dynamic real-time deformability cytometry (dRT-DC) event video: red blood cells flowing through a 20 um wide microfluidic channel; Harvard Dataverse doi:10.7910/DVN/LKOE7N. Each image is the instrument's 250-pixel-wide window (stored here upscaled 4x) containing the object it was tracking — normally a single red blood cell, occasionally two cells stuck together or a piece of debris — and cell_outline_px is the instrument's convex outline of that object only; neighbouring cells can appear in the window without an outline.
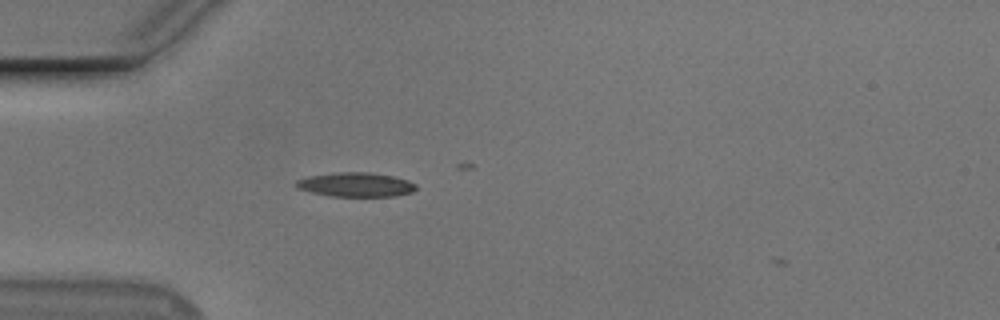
{"species": "Egyptian fruit bat (a non-hibernating species)", "species_latin": "Rousettus aegyptiacus", "temperature_condition": "cold", "stored_images_in_passage": 7, "camera_frame_rate_fps": 3000, "um_per_image_px": 0.085, "animal": {"sex": "male"}, "frame": {"image": 1, "passage_image": 2, "time_ms": 0.333, "image_size_px": [1000, 320], "cell_outline_px": [[416, 188], [412, 192], [396, 196], [332, 196], [312, 192], [296, 188], [292, 184], [296, 180], [308, 176], [336, 172], [368, 172], [392, 176], [408, 180], [416, 184]], "centroid_in_image_um": [30.21, 15.69], "position_along_channel_um": 54.8, "area_um2": 16.99}}